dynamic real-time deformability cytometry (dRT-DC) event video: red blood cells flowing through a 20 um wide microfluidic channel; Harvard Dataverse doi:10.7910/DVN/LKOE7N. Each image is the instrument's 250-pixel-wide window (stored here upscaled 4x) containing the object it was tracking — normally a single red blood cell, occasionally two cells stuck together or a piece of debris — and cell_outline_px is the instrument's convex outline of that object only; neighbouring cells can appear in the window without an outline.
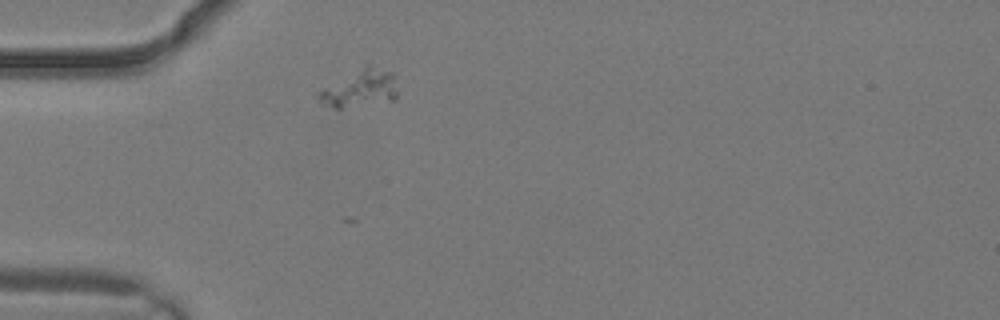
{"species": "common noctule bat (a hibernating species)", "species_latin": "Nyctalus noctula", "temperature_condition": "warm", "stored_images_in_passage": 1, "camera_frame_rate_fps": 3000, "um_per_image_px": 0.085, "animal": {"sex": "male", "body_mass_g": 19.2, "forearm_length_mm": 51.8}, "frame": {"image": 1, "passage_image": 1, "time_ms": 0.0, "image_size_px": [1000, 320], "cell_outline_px": [[396, 100], [340, 108], [332, 108], [324, 104], [316, 96], [316, 92], [364, 68], [372, 68], [392, 72], [396, 76]], "centroid_in_image_um": [30.63, 7.59], "position_along_channel_um": 54.4, "area_um2": 16.3}}